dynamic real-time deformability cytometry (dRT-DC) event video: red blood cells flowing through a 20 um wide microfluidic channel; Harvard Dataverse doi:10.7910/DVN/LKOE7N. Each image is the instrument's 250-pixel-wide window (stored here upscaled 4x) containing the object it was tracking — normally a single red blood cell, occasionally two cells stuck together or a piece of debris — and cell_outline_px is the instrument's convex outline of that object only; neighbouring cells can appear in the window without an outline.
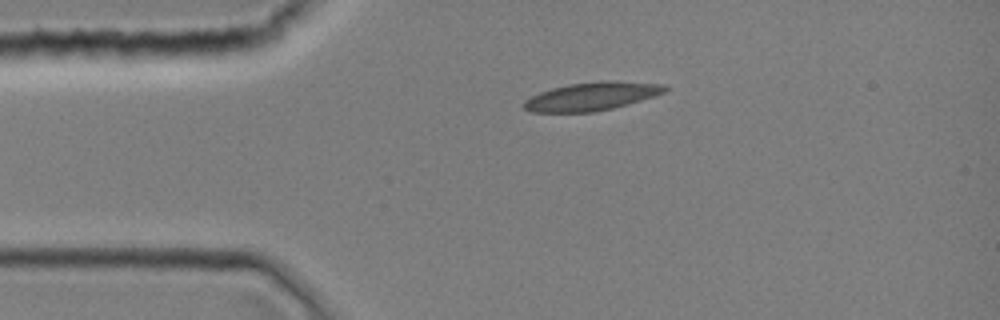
{"species": "common noctule bat (a hibernating species)", "species_latin": "Nyctalus noctula", "temperature_condition": "room temperature", "stored_images_in_passage": 1, "camera_frame_rate_fps": 3000, "um_per_image_px": 0.085, "animal": {"sex": "female", "body_mass_g": 19.0, "forearm_length_mm": 51.5}, "frame": {"image": 1, "passage_image": 1, "time_ms": 0.0, "image_size_px": [1000, 320], "cell_outline_px": [[668, 88], [664, 92], [656, 96], [628, 104], [612, 108], [592, 112], [532, 112], [524, 108], [524, 100], [540, 92], [552, 88], [568, 84], [608, 80], [664, 84]], "centroid_in_image_um": [50.32, 8.18], "position_along_channel_um": 34.7, "area_um2": 23.12}}